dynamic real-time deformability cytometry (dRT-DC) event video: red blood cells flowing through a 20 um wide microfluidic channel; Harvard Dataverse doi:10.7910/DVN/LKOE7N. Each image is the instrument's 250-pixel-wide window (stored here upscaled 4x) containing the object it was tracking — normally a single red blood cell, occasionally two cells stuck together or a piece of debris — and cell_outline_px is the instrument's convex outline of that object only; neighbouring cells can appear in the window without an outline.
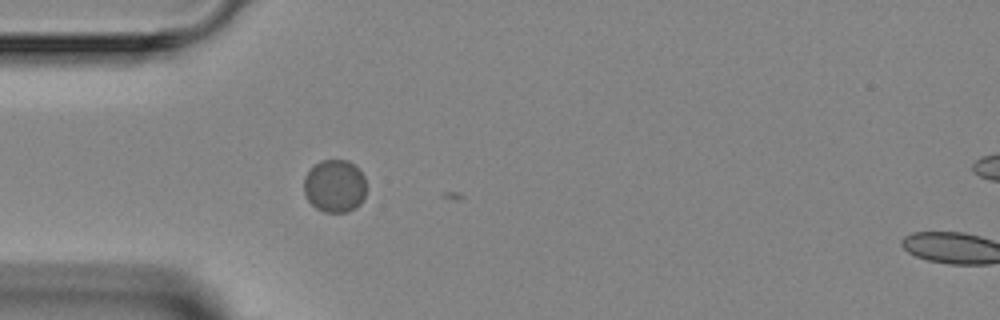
{"species": "Egyptian fruit bat (a non-hibernating species)", "species_latin": "Rousettus aegyptiacus", "temperature_condition": "room temperature", "stored_images_in_passage": 5, "camera_frame_rate_fps": 3000, "um_per_image_px": 0.085, "animal": {"sex": "female"}, "frame": {"image": 1, "passage_image": 4, "time_ms": 3.333, "image_size_px": [1000, 320], "cell_outline_px": [[364, 196], [360, 204], [356, 208], [348, 212], [324, 212], [316, 208], [308, 200], [304, 192], [304, 176], [312, 164], [320, 160], [348, 160], [364, 176]], "centroid_in_image_um": [28.41, 15.81], "position_along_channel_um": 56.6, "area_um2": 19.25}}